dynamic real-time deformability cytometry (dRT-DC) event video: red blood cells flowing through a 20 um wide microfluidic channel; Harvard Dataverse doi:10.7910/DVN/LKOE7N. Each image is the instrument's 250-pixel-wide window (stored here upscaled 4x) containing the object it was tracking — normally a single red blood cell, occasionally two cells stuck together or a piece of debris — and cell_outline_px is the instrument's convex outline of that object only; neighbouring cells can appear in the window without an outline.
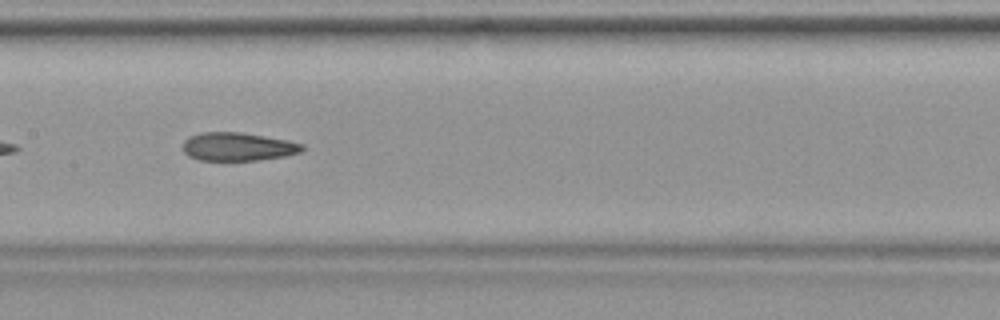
{"species": "common noctule bat (a hibernating species)", "species_latin": "Nyctalus noctula", "temperature_condition": "warm", "stored_images_in_passage": 29, "camera_frame_rate_fps": 3000, "um_per_image_px": 0.085, "animal": {"sex": "female", "body_mass_g": 19.9}, "frame": {"image": 1, "passage_image": 9, "time_ms": 2.667, "image_size_px": [1000, 320], "cell_outline_px": [[304, 148], [300, 152], [284, 156], [260, 160], [200, 160], [188, 156], [180, 148], [184, 140], [188, 136], [200, 132], [240, 132], [288, 140], [304, 144]], "centroid_in_image_um": [20.17, 12.46], "position_along_channel_um": 187.2, "area_um2": 19.88}}